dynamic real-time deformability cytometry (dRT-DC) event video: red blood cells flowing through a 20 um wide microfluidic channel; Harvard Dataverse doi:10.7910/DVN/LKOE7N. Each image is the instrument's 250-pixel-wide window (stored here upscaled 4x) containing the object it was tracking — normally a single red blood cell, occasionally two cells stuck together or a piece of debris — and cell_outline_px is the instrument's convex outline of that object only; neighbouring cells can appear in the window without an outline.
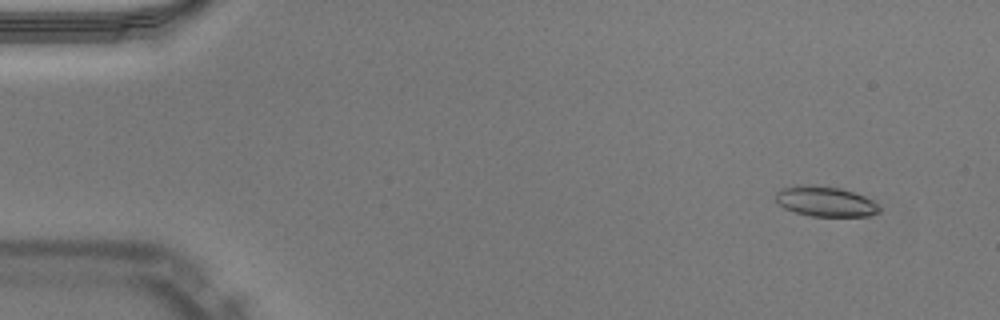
{"species": "Egyptian fruit bat (a non-hibernating species)", "species_latin": "Rousettus aegyptiacus", "temperature_condition": "warm", "stored_images_in_passage": 50, "camera_frame_rate_fps": 3000, "um_per_image_px": 0.085, "animal": {"sex": "male"}, "frame": {"image": 1, "passage_image": 4, "time_ms": 1.0, "image_size_px": [1000, 320], "cell_outline_px": [[880, 212], [868, 216], [812, 216], [796, 212], [784, 208], [776, 204], [776, 192], [780, 188], [796, 184], [816, 184], [840, 188], [864, 196], [880, 204]], "centroid_in_image_um": [70.13, 17.1], "position_along_channel_um": 14.9, "area_um2": 18.55}}
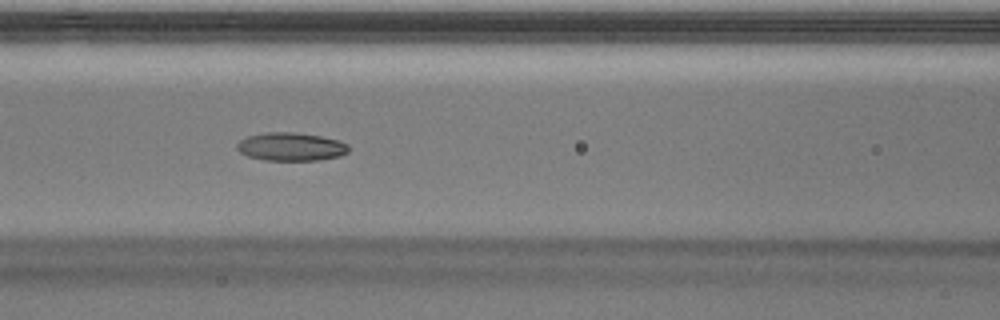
{"frame": {"image": 2, "passage_image": 22, "time_ms": 7.0, "image_size_px": [1000, 320], "cell_outline_px": [[348, 152], [340, 156], [320, 160], [264, 160], [248, 156], [240, 152], [236, 148], [236, 144], [240, 140], [248, 136], [264, 132], [292, 132], [320, 136], [340, 140], [348, 144]], "centroid_in_image_um": [24.73, 12.47], "position_along_channel_um": 141.9, "area_um2": 18.44}}
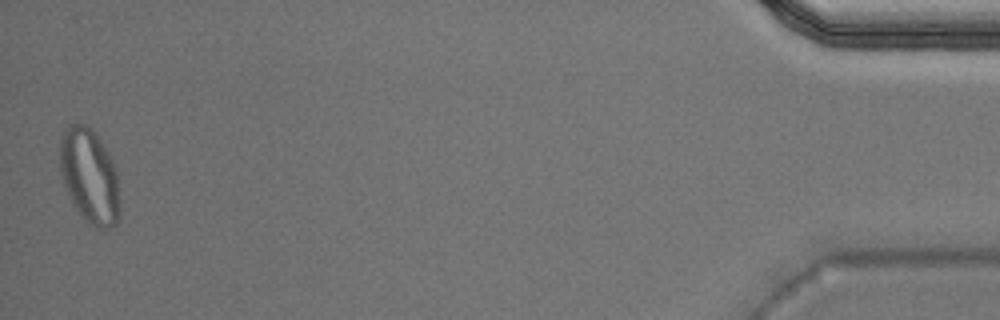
{"frame": {"image": 3, "passage_image": 50, "time_ms": 16.333, "image_size_px": [1000, 320], "cell_outline_px": [[120, 216], [116, 224], [112, 228], [100, 228], [88, 224], [72, 204], [64, 184], [60, 172], [60, 140], [64, 128], [68, 124], [84, 124], [92, 128], [96, 132], [108, 152], [116, 168], [120, 208]], "centroid_in_image_um": [7.61, 14.96], "position_along_channel_um": 427.6, "area_um2": 33.47}, "authors_computed_cell_mechanics": {"area_um2": 18.496, "velocity_mm_per_s": 4.0123, "shape_relaxation_time_tau1_ms": 9.3516, "shape_relaxation_time_tau2_ms": 3.9968, "deformation_change_tau1": 0.258, "deformation_change_tau2": 0.0761}}